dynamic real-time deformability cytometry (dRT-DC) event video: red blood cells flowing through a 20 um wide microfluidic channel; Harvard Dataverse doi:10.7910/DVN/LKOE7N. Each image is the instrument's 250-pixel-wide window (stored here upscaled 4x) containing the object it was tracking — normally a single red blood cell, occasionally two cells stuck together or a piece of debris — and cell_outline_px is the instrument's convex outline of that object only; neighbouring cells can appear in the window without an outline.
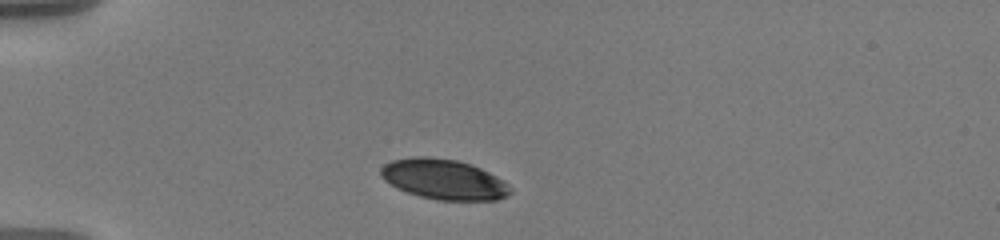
{"species": "human", "species_latin": "Homo sapiens", "temperature_condition": "warm", "stored_images_in_passage": 42, "camera_frame_rate_fps": 3000, "um_per_image_px": 0.085, "donor": {"sex": "male"}, "frame": {"image": 1, "passage_image": 1, "time_ms": 0.0, "image_size_px": [1000, 240], "cell_outline_px": [[512, 192], [508, 196], [496, 200], [436, 200], [420, 196], [396, 188], [384, 180], [380, 176], [380, 168], [384, 164], [392, 160], [416, 156], [428, 156], [456, 160], [472, 164], [496, 176], [508, 184], [512, 188]], "centroid_in_image_um": [37.72, 15.24], "position_along_channel_um": 47.3, "area_um2": 30.52}}
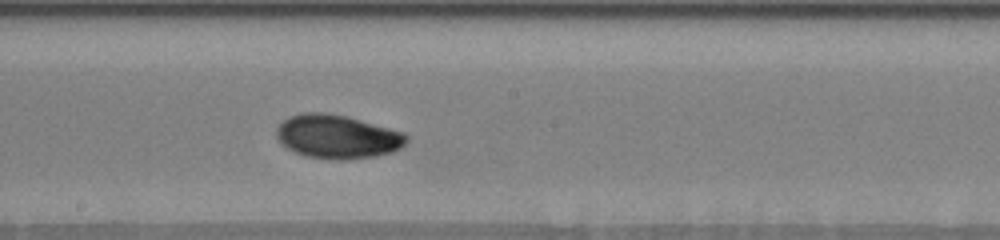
{"frame": {"image": 2, "passage_image": 18, "time_ms": 5.667, "image_size_px": [1000, 240], "cell_outline_px": [[408, 140], [400, 148], [392, 152], [372, 156], [344, 160], [340, 160], [308, 156], [296, 152], [288, 148], [276, 136], [276, 128], [288, 116], [304, 112], [324, 112], [344, 116], [360, 120], [404, 132], [408, 136]], "centroid_in_image_um": [28.68, 11.6], "position_along_channel_um": 219.5, "area_um2": 32.71}}
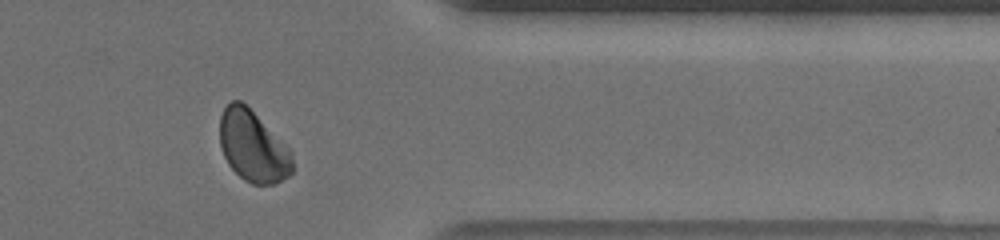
{"frame": {"image": 3, "passage_image": 33, "time_ms": 10.667, "image_size_px": [1000, 240], "cell_outline_px": [[292, 172], [288, 176], [272, 184], [252, 184], [244, 180], [228, 164], [224, 156], [220, 144], [220, 116], [224, 108], [232, 100], [240, 100], [292, 152]], "centroid_in_image_um": [21.47, 12.46], "position_along_channel_um": 389.9, "area_um2": 29.42}, "authors_computed_cell_mechanics": {"area_um2": 31.2698, "velocity_mm_per_s": 3.5789, "shape_relaxation_time_tau1_ms": 6.7723, "shape_relaxation_time_tau2_ms": 1.9859, "deformation_change_tau1": 0.1599, "deformation_change_tau2": 0.0432}}